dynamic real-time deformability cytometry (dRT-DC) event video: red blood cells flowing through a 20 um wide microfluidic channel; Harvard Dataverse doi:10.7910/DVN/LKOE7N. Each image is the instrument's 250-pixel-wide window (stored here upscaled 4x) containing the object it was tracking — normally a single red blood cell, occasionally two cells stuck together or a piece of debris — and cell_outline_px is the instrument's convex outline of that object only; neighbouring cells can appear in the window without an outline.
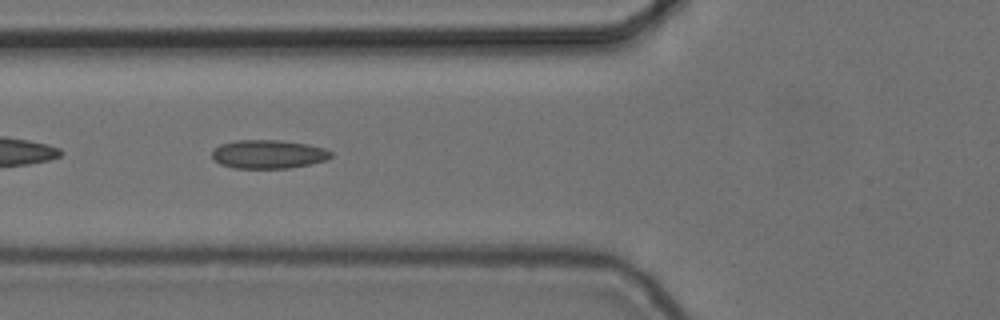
{"species": "common noctule bat (a hibernating species)", "species_latin": "Nyctalus noctula", "temperature_condition": "cold", "stored_images_in_passage": 38, "camera_frame_rate_fps": 3000, "um_per_image_px": 0.085, "animal": {"sex": "female", "body_mass_g": 24.6, "forearm_length_mm": 56.2}, "frame": {"image": 1, "passage_image": 4, "time_ms": 1.0, "image_size_px": [1000, 320], "cell_outline_px": [[332, 156], [328, 160], [288, 168], [236, 168], [220, 164], [212, 156], [212, 152], [220, 144], [236, 140], [280, 140], [308, 144], [324, 148], [332, 152]], "centroid_in_image_um": [22.83, 13.1], "position_along_channel_um": 103.0, "area_um2": 19.77}}
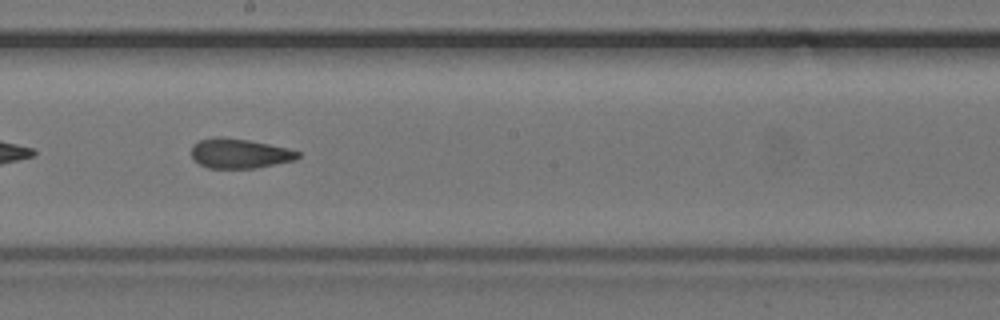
{"frame": {"image": 2, "passage_image": 14, "time_ms": 4.333, "image_size_px": [1000, 320], "cell_outline_px": [[300, 156], [296, 160], [256, 168], [208, 168], [200, 164], [192, 156], [192, 144], [200, 140], [216, 136], [220, 136], [248, 140], [288, 148], [300, 152]], "centroid_in_image_um": [20.37, 13.04], "position_along_channel_um": 227.8, "area_um2": 18.44}}
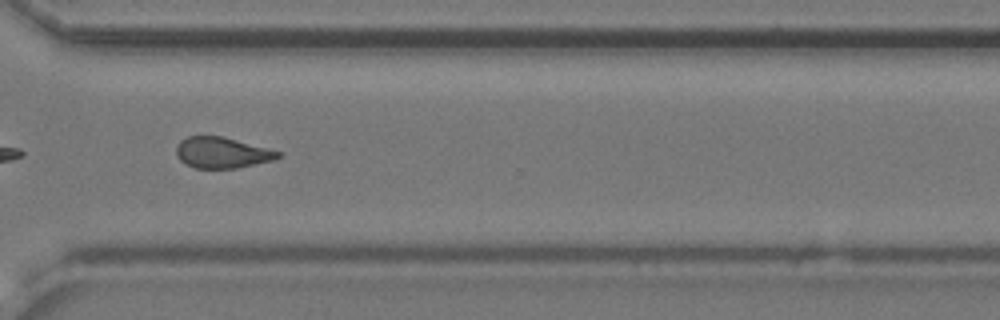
{"frame": {"image": 3, "passage_image": 24, "time_ms": 7.667, "image_size_px": [1000, 320], "cell_outline_px": [[280, 156], [276, 160], [236, 168], [196, 168], [180, 160], [176, 156], [176, 144], [180, 140], [188, 136], [224, 136], [280, 152]], "centroid_in_image_um": [18.85, 12.97], "position_along_channel_um": 351.8, "area_um2": 18.32}, "authors_computed_cell_mechanics": {"area_um2": 18.7272, "velocity_mm_per_s": 3.7224, "shape_relaxation_time_tau1_ms": null, "shape_relaxation_time_tau2_ms": 2.3102, "deformation_change_tau1": null, "deformation_change_tau2": 0.0906}}